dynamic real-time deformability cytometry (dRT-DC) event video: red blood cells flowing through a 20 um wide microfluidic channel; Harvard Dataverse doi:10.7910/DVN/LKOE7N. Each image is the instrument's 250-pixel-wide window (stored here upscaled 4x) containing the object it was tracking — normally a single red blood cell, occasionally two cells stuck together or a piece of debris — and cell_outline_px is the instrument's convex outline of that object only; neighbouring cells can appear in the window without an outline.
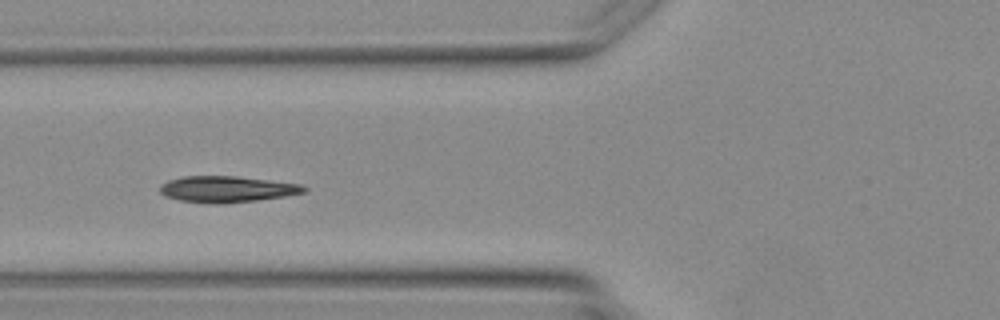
{"species": "Egyptian fruit bat (a non-hibernating species)", "species_latin": "Rousettus aegyptiacus", "temperature_condition": "warm", "stored_images_in_passage": 5, "camera_frame_rate_fps": 3000, "um_per_image_px": 0.085, "animal": {"sex": "female"}, "frame": {"image": 1, "passage_image": 5, "time_ms": 4.667, "image_size_px": [1000, 320], "cell_outline_px": [[308, 188], [304, 192], [284, 196], [256, 200], [220, 204], [216, 204], [180, 200], [164, 196], [160, 192], [160, 184], [168, 180], [184, 176], [236, 176], [300, 184]], "centroid_in_image_um": [19.24, 16.07], "position_along_channel_um": 106.6, "area_um2": 21.85}}